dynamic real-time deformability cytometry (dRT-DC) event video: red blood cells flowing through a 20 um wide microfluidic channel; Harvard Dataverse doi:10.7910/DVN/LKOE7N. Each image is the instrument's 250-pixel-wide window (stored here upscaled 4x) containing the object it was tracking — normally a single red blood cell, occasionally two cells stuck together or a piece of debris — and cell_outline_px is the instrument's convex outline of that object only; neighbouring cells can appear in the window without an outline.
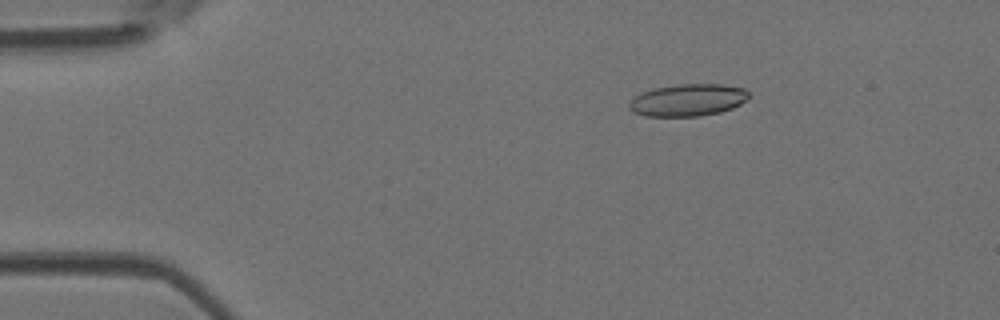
{"species": "Egyptian fruit bat (a non-hibernating species)", "species_latin": "Rousettus aegyptiacus", "temperature_condition": "room temperature", "stored_images_in_passage": 5, "camera_frame_rate_fps": 3000, "um_per_image_px": 0.085, "animal": {"sex": "female"}, "frame": {"image": 1, "passage_image": 3, "time_ms": 0.667, "image_size_px": [1000, 320], "cell_outline_px": [[752, 96], [748, 100], [732, 108], [720, 112], [700, 116], [644, 116], [632, 112], [628, 108], [628, 104], [636, 96], [644, 92], [656, 88], [680, 84], [724, 84], [744, 88]], "centroid_in_image_um": [58.52, 8.51], "position_along_channel_um": 26.5, "area_um2": 22.48}}
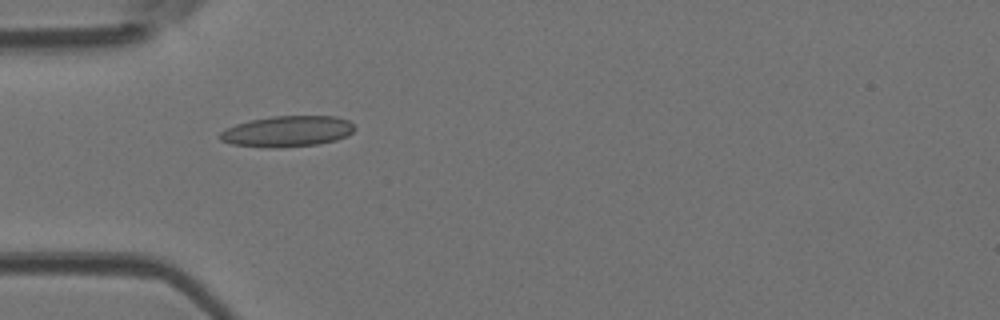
{"frame": {"image": 2, "passage_image": 5, "time_ms": 1.333, "image_size_px": [1000, 320], "cell_outline_px": [[356, 128], [348, 136], [336, 140], [316, 144], [276, 148], [232, 144], [220, 140], [220, 132], [224, 128], [236, 124], [252, 120], [272, 116], [336, 116], [348, 120]], "centroid_in_image_um": [24.43, 11.16], "position_along_channel_um": 60.6, "area_um2": 24.16}}